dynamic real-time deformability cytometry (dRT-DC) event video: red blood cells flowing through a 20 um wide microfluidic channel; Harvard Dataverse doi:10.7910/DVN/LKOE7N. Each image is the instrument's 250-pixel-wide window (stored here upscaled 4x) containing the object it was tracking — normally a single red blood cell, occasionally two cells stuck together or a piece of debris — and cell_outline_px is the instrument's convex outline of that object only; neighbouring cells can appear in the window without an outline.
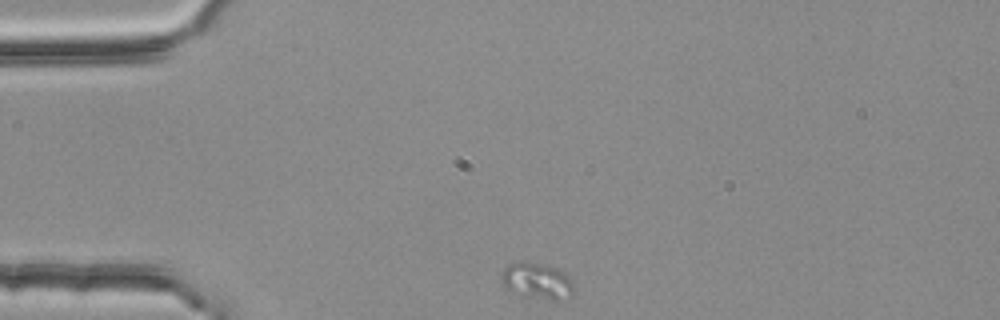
{"species": "common noctule bat (a hibernating species)", "species_latin": "Nyctalus noctula", "temperature_condition": "room temperature", "stored_images_in_passage": 1, "camera_frame_rate_fps": 3000, "um_per_image_px": 0.085, "animal": {"sex": "female", "body_mass_g": 25.1}, "frame": {"image": 1, "passage_image": 1, "time_ms": 0.0, "image_size_px": [1000, 320], "cell_outline_px": [[572, 292], [556, 300], [548, 300], [524, 296], [504, 288], [500, 280], [500, 272], [508, 264], [520, 260], [524, 260], [544, 264], [556, 268], [564, 272], [568, 276], [572, 284]], "centroid_in_image_um": [45.54, 23.83], "position_along_channel_um": 39.5, "area_um2": 15.37}}